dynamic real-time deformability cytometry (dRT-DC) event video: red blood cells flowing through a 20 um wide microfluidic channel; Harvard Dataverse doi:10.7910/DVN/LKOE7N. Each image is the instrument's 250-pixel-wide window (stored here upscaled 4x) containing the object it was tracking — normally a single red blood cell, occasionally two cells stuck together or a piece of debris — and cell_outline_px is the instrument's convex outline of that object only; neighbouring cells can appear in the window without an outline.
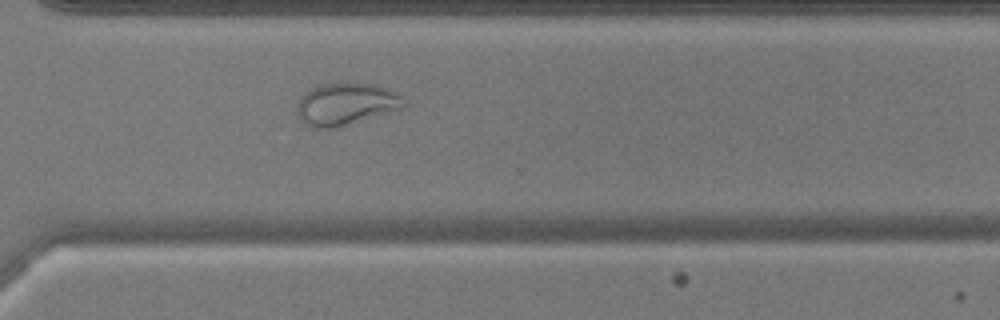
{"species": "common noctule bat (a hibernating species)", "species_latin": "Nyctalus noctula", "temperature_condition": "warm", "stored_images_in_passage": 50, "camera_frame_rate_fps": 3000, "um_per_image_px": 0.085, "animal": {"sex": "male", "body_mass_g": 17.9, "forearm_length_mm": 54.2}, "frame": {"image": 1, "passage_image": 36, "time_ms": 11.667, "image_size_px": [1000, 320], "cell_outline_px": [[408, 104], [404, 108], [336, 128], [312, 128], [304, 124], [296, 112], [296, 108], [300, 96], [304, 92], [320, 84], [376, 84], [388, 88], [404, 96]], "centroid_in_image_um": [29.43, 8.86], "position_along_channel_um": 341.2, "area_um2": 26.53}}